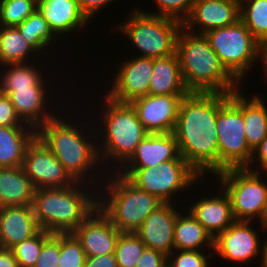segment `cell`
Segmentation results:
<instances>
[{"instance_id":"1","label":"cell","mask_w":267,"mask_h":267,"mask_svg":"<svg viewBox=\"0 0 267 267\" xmlns=\"http://www.w3.org/2000/svg\"><path fill=\"white\" fill-rule=\"evenodd\" d=\"M218 93L190 92L181 99L173 134L180 155L203 178L218 173Z\"/></svg>"},{"instance_id":"2","label":"cell","mask_w":267,"mask_h":267,"mask_svg":"<svg viewBox=\"0 0 267 267\" xmlns=\"http://www.w3.org/2000/svg\"><path fill=\"white\" fill-rule=\"evenodd\" d=\"M60 114L61 113H58L48 122L40 126L36 130V136L63 164L66 171L76 182L90 183V185L92 184V186H94L97 182H101L102 180L100 178V181L96 180V182H94L97 176L91 175L93 172L98 174L99 171H103V176L100 174L102 178L107 176L108 173L110 175L112 173L108 171L104 174V168L101 166L102 164L100 163L98 152L97 135H94L92 132L93 128L89 127L92 125L91 121L85 120V122L80 123L79 126V121L78 125H75L73 120H69L71 118L66 117L64 119V116H59ZM81 125H85L83 127L85 129H83ZM90 128L91 131H88ZM84 130L85 132H89L87 133L89 136L83 132ZM90 134H92L93 137H91ZM94 167L96 169L100 167V169L95 170Z\"/></svg>"},{"instance_id":"3","label":"cell","mask_w":267,"mask_h":267,"mask_svg":"<svg viewBox=\"0 0 267 267\" xmlns=\"http://www.w3.org/2000/svg\"><path fill=\"white\" fill-rule=\"evenodd\" d=\"M176 53L189 92L230 94L239 89L240 84L220 63L205 34L182 27L177 37Z\"/></svg>"},{"instance_id":"4","label":"cell","mask_w":267,"mask_h":267,"mask_svg":"<svg viewBox=\"0 0 267 267\" xmlns=\"http://www.w3.org/2000/svg\"><path fill=\"white\" fill-rule=\"evenodd\" d=\"M87 185L76 182L69 187L36 189L32 207L40 229L72 233L83 223L98 207L96 186Z\"/></svg>"},{"instance_id":"5","label":"cell","mask_w":267,"mask_h":267,"mask_svg":"<svg viewBox=\"0 0 267 267\" xmlns=\"http://www.w3.org/2000/svg\"><path fill=\"white\" fill-rule=\"evenodd\" d=\"M103 97H105L106 102L104 101L103 104L105 107H101L103 111L100 114L103 115L100 116L102 120H99L103 123L98 125L100 127L95 129V132L101 164H103L104 169L106 168L105 170L110 168L109 172H112L118 170L132 156L141 140L149 132L139 121L136 111L130 103L114 101L107 95ZM99 131L102 132L99 133ZM109 165L111 167L114 165V169Z\"/></svg>"},{"instance_id":"6","label":"cell","mask_w":267,"mask_h":267,"mask_svg":"<svg viewBox=\"0 0 267 267\" xmlns=\"http://www.w3.org/2000/svg\"><path fill=\"white\" fill-rule=\"evenodd\" d=\"M113 172V176L108 175L104 177L106 180L102 179L107 181L106 185L104 182L103 185L102 182L98 183V207L120 232H135L164 202L142 191L118 172Z\"/></svg>"},{"instance_id":"7","label":"cell","mask_w":267,"mask_h":267,"mask_svg":"<svg viewBox=\"0 0 267 267\" xmlns=\"http://www.w3.org/2000/svg\"><path fill=\"white\" fill-rule=\"evenodd\" d=\"M128 18L110 32L120 31L142 53L138 56L162 58L176 53L177 37L183 23L168 17L145 13L134 7ZM140 54V55H139Z\"/></svg>"},{"instance_id":"8","label":"cell","mask_w":267,"mask_h":267,"mask_svg":"<svg viewBox=\"0 0 267 267\" xmlns=\"http://www.w3.org/2000/svg\"><path fill=\"white\" fill-rule=\"evenodd\" d=\"M217 135L218 173L250 165L254 151L246 141L240 89L230 94L218 93Z\"/></svg>"},{"instance_id":"9","label":"cell","mask_w":267,"mask_h":267,"mask_svg":"<svg viewBox=\"0 0 267 267\" xmlns=\"http://www.w3.org/2000/svg\"><path fill=\"white\" fill-rule=\"evenodd\" d=\"M205 36L220 63L239 84L260 57L264 62V46L240 19L232 25L209 30Z\"/></svg>"},{"instance_id":"10","label":"cell","mask_w":267,"mask_h":267,"mask_svg":"<svg viewBox=\"0 0 267 267\" xmlns=\"http://www.w3.org/2000/svg\"><path fill=\"white\" fill-rule=\"evenodd\" d=\"M116 172L164 203L177 202L173 200L177 198L175 194L191 189L197 180L203 178L185 159H172L149 168H118Z\"/></svg>"},{"instance_id":"11","label":"cell","mask_w":267,"mask_h":267,"mask_svg":"<svg viewBox=\"0 0 267 267\" xmlns=\"http://www.w3.org/2000/svg\"><path fill=\"white\" fill-rule=\"evenodd\" d=\"M262 175L243 167L225 169L215 177L230 196L235 221L253 222L257 218L265 233L267 227L263 225V212L267 200V181H262Z\"/></svg>"},{"instance_id":"12","label":"cell","mask_w":267,"mask_h":267,"mask_svg":"<svg viewBox=\"0 0 267 267\" xmlns=\"http://www.w3.org/2000/svg\"><path fill=\"white\" fill-rule=\"evenodd\" d=\"M251 226L252 221H235L214 238V253L223 260L237 264L254 261V258L259 256V263L263 267L265 240L261 242L260 233Z\"/></svg>"},{"instance_id":"13","label":"cell","mask_w":267,"mask_h":267,"mask_svg":"<svg viewBox=\"0 0 267 267\" xmlns=\"http://www.w3.org/2000/svg\"><path fill=\"white\" fill-rule=\"evenodd\" d=\"M22 167L36 189L69 187L76 183L37 136L26 149Z\"/></svg>"},{"instance_id":"14","label":"cell","mask_w":267,"mask_h":267,"mask_svg":"<svg viewBox=\"0 0 267 267\" xmlns=\"http://www.w3.org/2000/svg\"><path fill=\"white\" fill-rule=\"evenodd\" d=\"M118 70L113 75L110 91L107 90L105 93L108 97L117 102L130 103L148 95L153 58L134 56L132 59L124 60Z\"/></svg>"},{"instance_id":"15","label":"cell","mask_w":267,"mask_h":267,"mask_svg":"<svg viewBox=\"0 0 267 267\" xmlns=\"http://www.w3.org/2000/svg\"><path fill=\"white\" fill-rule=\"evenodd\" d=\"M187 95L148 94L130 102L139 121L151 134L173 133L181 99Z\"/></svg>"},{"instance_id":"16","label":"cell","mask_w":267,"mask_h":267,"mask_svg":"<svg viewBox=\"0 0 267 267\" xmlns=\"http://www.w3.org/2000/svg\"><path fill=\"white\" fill-rule=\"evenodd\" d=\"M239 19L240 0H195L183 27L193 33L205 34L209 30L232 25Z\"/></svg>"},{"instance_id":"17","label":"cell","mask_w":267,"mask_h":267,"mask_svg":"<svg viewBox=\"0 0 267 267\" xmlns=\"http://www.w3.org/2000/svg\"><path fill=\"white\" fill-rule=\"evenodd\" d=\"M80 241L86 257L115 253L120 231L97 207L73 232Z\"/></svg>"},{"instance_id":"18","label":"cell","mask_w":267,"mask_h":267,"mask_svg":"<svg viewBox=\"0 0 267 267\" xmlns=\"http://www.w3.org/2000/svg\"><path fill=\"white\" fill-rule=\"evenodd\" d=\"M174 205H160L134 232L147 248L163 252L167 256L174 250V224L179 213Z\"/></svg>"},{"instance_id":"19","label":"cell","mask_w":267,"mask_h":267,"mask_svg":"<svg viewBox=\"0 0 267 267\" xmlns=\"http://www.w3.org/2000/svg\"><path fill=\"white\" fill-rule=\"evenodd\" d=\"M48 85H34L31 88L5 89L4 94L8 95L15 112L21 121L34 127L36 130L52 119L58 112L47 110L46 104L51 96L47 92ZM48 94V95H47ZM48 96V97H47ZM48 111V112H47Z\"/></svg>"},{"instance_id":"20","label":"cell","mask_w":267,"mask_h":267,"mask_svg":"<svg viewBox=\"0 0 267 267\" xmlns=\"http://www.w3.org/2000/svg\"><path fill=\"white\" fill-rule=\"evenodd\" d=\"M172 159H184L173 133H149L120 168H149Z\"/></svg>"},{"instance_id":"21","label":"cell","mask_w":267,"mask_h":267,"mask_svg":"<svg viewBox=\"0 0 267 267\" xmlns=\"http://www.w3.org/2000/svg\"><path fill=\"white\" fill-rule=\"evenodd\" d=\"M217 188L222 190L219 195L204 196L186 208L213 238L235 222L230 196L223 187Z\"/></svg>"},{"instance_id":"22","label":"cell","mask_w":267,"mask_h":267,"mask_svg":"<svg viewBox=\"0 0 267 267\" xmlns=\"http://www.w3.org/2000/svg\"><path fill=\"white\" fill-rule=\"evenodd\" d=\"M39 230L32 205L0 207V248L11 249Z\"/></svg>"},{"instance_id":"23","label":"cell","mask_w":267,"mask_h":267,"mask_svg":"<svg viewBox=\"0 0 267 267\" xmlns=\"http://www.w3.org/2000/svg\"><path fill=\"white\" fill-rule=\"evenodd\" d=\"M37 9L60 38L83 29L90 22L77 0H37Z\"/></svg>"},{"instance_id":"24","label":"cell","mask_w":267,"mask_h":267,"mask_svg":"<svg viewBox=\"0 0 267 267\" xmlns=\"http://www.w3.org/2000/svg\"><path fill=\"white\" fill-rule=\"evenodd\" d=\"M189 93L182 78L177 53L167 57L153 58V73L148 94L188 95Z\"/></svg>"},{"instance_id":"25","label":"cell","mask_w":267,"mask_h":267,"mask_svg":"<svg viewBox=\"0 0 267 267\" xmlns=\"http://www.w3.org/2000/svg\"><path fill=\"white\" fill-rule=\"evenodd\" d=\"M35 190L22 166L0 168V207L32 205Z\"/></svg>"},{"instance_id":"26","label":"cell","mask_w":267,"mask_h":267,"mask_svg":"<svg viewBox=\"0 0 267 267\" xmlns=\"http://www.w3.org/2000/svg\"><path fill=\"white\" fill-rule=\"evenodd\" d=\"M36 137L32 126H0V168L21 167L29 144Z\"/></svg>"},{"instance_id":"27","label":"cell","mask_w":267,"mask_h":267,"mask_svg":"<svg viewBox=\"0 0 267 267\" xmlns=\"http://www.w3.org/2000/svg\"><path fill=\"white\" fill-rule=\"evenodd\" d=\"M205 246L204 251L214 250L213 236L189 210L179 211L174 224V250H203Z\"/></svg>"},{"instance_id":"28","label":"cell","mask_w":267,"mask_h":267,"mask_svg":"<svg viewBox=\"0 0 267 267\" xmlns=\"http://www.w3.org/2000/svg\"><path fill=\"white\" fill-rule=\"evenodd\" d=\"M259 96L255 94L248 98L240 90V112L245 124L246 141L253 151L267 136V106Z\"/></svg>"},{"instance_id":"29","label":"cell","mask_w":267,"mask_h":267,"mask_svg":"<svg viewBox=\"0 0 267 267\" xmlns=\"http://www.w3.org/2000/svg\"><path fill=\"white\" fill-rule=\"evenodd\" d=\"M37 52L17 27L0 26V67L11 63L31 62L32 59L29 58L35 59L39 54Z\"/></svg>"},{"instance_id":"30","label":"cell","mask_w":267,"mask_h":267,"mask_svg":"<svg viewBox=\"0 0 267 267\" xmlns=\"http://www.w3.org/2000/svg\"><path fill=\"white\" fill-rule=\"evenodd\" d=\"M34 63H11L2 65L0 72V83L2 92L5 89H23L31 88L34 85H45L43 72L37 71V65ZM42 73V74H41ZM43 78V79H42ZM45 81V83H44Z\"/></svg>"},{"instance_id":"31","label":"cell","mask_w":267,"mask_h":267,"mask_svg":"<svg viewBox=\"0 0 267 267\" xmlns=\"http://www.w3.org/2000/svg\"><path fill=\"white\" fill-rule=\"evenodd\" d=\"M22 36L38 51L39 55L43 50H49L51 44L57 43L58 39L52 32L47 21L36 9L28 18L17 26ZM55 42V43H54Z\"/></svg>"},{"instance_id":"32","label":"cell","mask_w":267,"mask_h":267,"mask_svg":"<svg viewBox=\"0 0 267 267\" xmlns=\"http://www.w3.org/2000/svg\"><path fill=\"white\" fill-rule=\"evenodd\" d=\"M240 20L265 47L267 45V0H240Z\"/></svg>"},{"instance_id":"33","label":"cell","mask_w":267,"mask_h":267,"mask_svg":"<svg viewBox=\"0 0 267 267\" xmlns=\"http://www.w3.org/2000/svg\"><path fill=\"white\" fill-rule=\"evenodd\" d=\"M145 247L134 232H121L115 247L118 267H134Z\"/></svg>"},{"instance_id":"34","label":"cell","mask_w":267,"mask_h":267,"mask_svg":"<svg viewBox=\"0 0 267 267\" xmlns=\"http://www.w3.org/2000/svg\"><path fill=\"white\" fill-rule=\"evenodd\" d=\"M37 9V0H0V26L17 27Z\"/></svg>"},{"instance_id":"35","label":"cell","mask_w":267,"mask_h":267,"mask_svg":"<svg viewBox=\"0 0 267 267\" xmlns=\"http://www.w3.org/2000/svg\"><path fill=\"white\" fill-rule=\"evenodd\" d=\"M52 233L40 229L33 237L25 239L11 248L19 267H34L43 242Z\"/></svg>"},{"instance_id":"36","label":"cell","mask_w":267,"mask_h":267,"mask_svg":"<svg viewBox=\"0 0 267 267\" xmlns=\"http://www.w3.org/2000/svg\"><path fill=\"white\" fill-rule=\"evenodd\" d=\"M86 254L73 233H60L59 267H84Z\"/></svg>"},{"instance_id":"37","label":"cell","mask_w":267,"mask_h":267,"mask_svg":"<svg viewBox=\"0 0 267 267\" xmlns=\"http://www.w3.org/2000/svg\"><path fill=\"white\" fill-rule=\"evenodd\" d=\"M195 0H154L158 10L147 14L163 16L184 22L190 15ZM158 11V12H157Z\"/></svg>"},{"instance_id":"38","label":"cell","mask_w":267,"mask_h":267,"mask_svg":"<svg viewBox=\"0 0 267 267\" xmlns=\"http://www.w3.org/2000/svg\"><path fill=\"white\" fill-rule=\"evenodd\" d=\"M203 250H173L167 256L169 267H209L210 261Z\"/></svg>"},{"instance_id":"39","label":"cell","mask_w":267,"mask_h":267,"mask_svg":"<svg viewBox=\"0 0 267 267\" xmlns=\"http://www.w3.org/2000/svg\"><path fill=\"white\" fill-rule=\"evenodd\" d=\"M60 233H52L44 242L34 267H59Z\"/></svg>"},{"instance_id":"40","label":"cell","mask_w":267,"mask_h":267,"mask_svg":"<svg viewBox=\"0 0 267 267\" xmlns=\"http://www.w3.org/2000/svg\"><path fill=\"white\" fill-rule=\"evenodd\" d=\"M0 126H30L21 121L8 95H0Z\"/></svg>"},{"instance_id":"41","label":"cell","mask_w":267,"mask_h":267,"mask_svg":"<svg viewBox=\"0 0 267 267\" xmlns=\"http://www.w3.org/2000/svg\"><path fill=\"white\" fill-rule=\"evenodd\" d=\"M167 265V255L163 252L147 248L142 252L137 264L134 267H165Z\"/></svg>"},{"instance_id":"42","label":"cell","mask_w":267,"mask_h":267,"mask_svg":"<svg viewBox=\"0 0 267 267\" xmlns=\"http://www.w3.org/2000/svg\"><path fill=\"white\" fill-rule=\"evenodd\" d=\"M255 160H256V163H255ZM247 168L254 172L261 173V174H262V171H263V174L266 172V175H267V136L261 142L258 148L254 151L252 161Z\"/></svg>"},{"instance_id":"43","label":"cell","mask_w":267,"mask_h":267,"mask_svg":"<svg viewBox=\"0 0 267 267\" xmlns=\"http://www.w3.org/2000/svg\"><path fill=\"white\" fill-rule=\"evenodd\" d=\"M115 0H77L82 12L87 16V18L92 21V18L97 14L102 8H106V5L114 2Z\"/></svg>"},{"instance_id":"44","label":"cell","mask_w":267,"mask_h":267,"mask_svg":"<svg viewBox=\"0 0 267 267\" xmlns=\"http://www.w3.org/2000/svg\"><path fill=\"white\" fill-rule=\"evenodd\" d=\"M84 267H118L115 253L86 257Z\"/></svg>"},{"instance_id":"45","label":"cell","mask_w":267,"mask_h":267,"mask_svg":"<svg viewBox=\"0 0 267 267\" xmlns=\"http://www.w3.org/2000/svg\"><path fill=\"white\" fill-rule=\"evenodd\" d=\"M0 267H19L11 249L0 248Z\"/></svg>"},{"instance_id":"46","label":"cell","mask_w":267,"mask_h":267,"mask_svg":"<svg viewBox=\"0 0 267 267\" xmlns=\"http://www.w3.org/2000/svg\"><path fill=\"white\" fill-rule=\"evenodd\" d=\"M262 65L264 66L263 69H265L264 72H265V74L267 76V45L264 47V62L262 63Z\"/></svg>"},{"instance_id":"47","label":"cell","mask_w":267,"mask_h":267,"mask_svg":"<svg viewBox=\"0 0 267 267\" xmlns=\"http://www.w3.org/2000/svg\"><path fill=\"white\" fill-rule=\"evenodd\" d=\"M263 225L267 227V200H266V205H265V209L263 212Z\"/></svg>"},{"instance_id":"48","label":"cell","mask_w":267,"mask_h":267,"mask_svg":"<svg viewBox=\"0 0 267 267\" xmlns=\"http://www.w3.org/2000/svg\"><path fill=\"white\" fill-rule=\"evenodd\" d=\"M263 267H267V237L265 239V258H264Z\"/></svg>"},{"instance_id":"49","label":"cell","mask_w":267,"mask_h":267,"mask_svg":"<svg viewBox=\"0 0 267 267\" xmlns=\"http://www.w3.org/2000/svg\"><path fill=\"white\" fill-rule=\"evenodd\" d=\"M2 93H3V92H2L1 83H0V95H1Z\"/></svg>"}]
</instances>
